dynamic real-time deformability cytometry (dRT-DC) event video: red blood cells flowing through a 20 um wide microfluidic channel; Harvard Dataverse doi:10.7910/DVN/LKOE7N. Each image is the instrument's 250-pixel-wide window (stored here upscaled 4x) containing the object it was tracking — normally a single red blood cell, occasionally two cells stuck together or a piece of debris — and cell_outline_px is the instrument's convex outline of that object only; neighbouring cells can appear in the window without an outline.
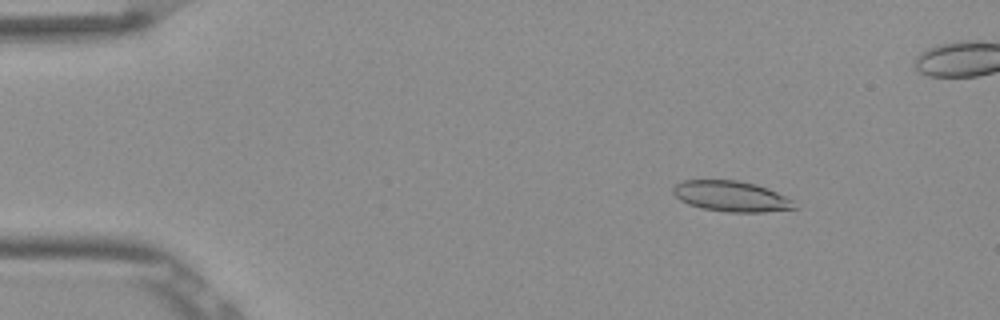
{"species": "Egyptian fruit bat (a non-hibernating species)", "species_latin": "Rousettus aegyptiacus", "temperature_condition": "room temperature", "stored_images_in_passage": 54, "camera_frame_rate_fps": 3000, "um_per_image_px": 0.085, "frame": {"image": 1, "passage_image": 8, "time_ms": 2.333, "image_size_px": [1000, 320], "cell_outline_px": [[796, 208], [764, 212], [728, 212], [700, 208], [688, 204], [680, 200], [672, 192], [672, 188], [676, 184], [684, 180], [736, 180], [756, 184], [768, 188], [792, 200]], "centroid_in_image_um": [62.12, 16.68], "position_along_channel_um": 22.9, "area_um2": 21.56}}
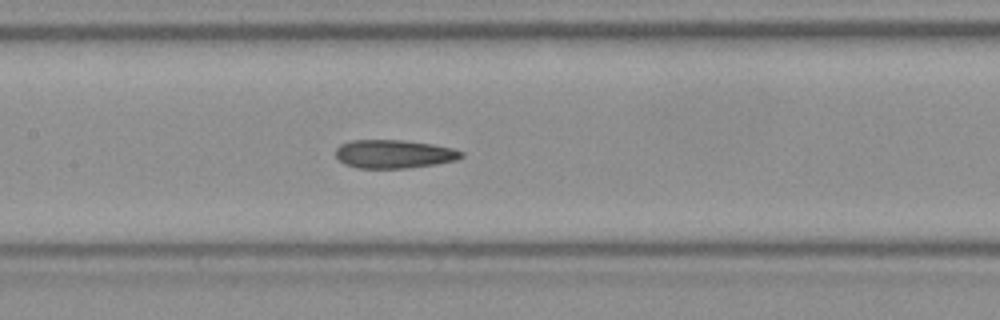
{"frame": {"image": 2, "passage_image": 26, "time_ms": 8.333, "image_size_px": [1000, 320], "cell_outline_px": [[464, 156], [456, 160], [436, 164], [404, 168], [356, 168], [344, 164], [336, 156], [336, 148], [340, 144], [352, 140], [404, 140], [432, 144], [452, 148], [464, 152]], "centroid_in_image_um": [33.48, 13.09], "position_along_channel_um": 173.9, "area_um2": 20.87}}
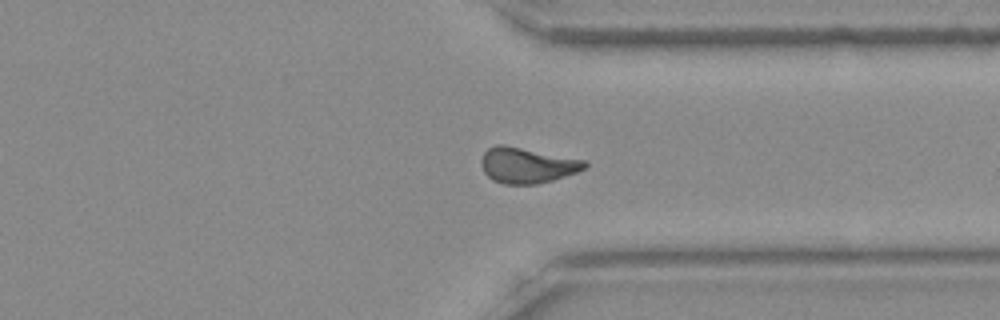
{"frame": {"image": 3, "passage_image": 41, "time_ms": 13.333, "image_size_px": [1000, 320], "cell_outline_px": [[588, 164], [584, 168], [576, 172], [552, 180], [536, 184], [504, 184], [492, 180], [484, 172], [480, 164], [480, 160], [484, 152], [488, 148], [496, 144], [504, 144], [588, 160]], "centroid_in_image_um": [44.79, 14.03], "position_along_channel_um": 366.6, "area_um2": 21.68}, "authors_computed_cell_mechanics": {"area_um2": 21.1548, "velocity_mm_per_s": 3.8592, "shape_relaxation_time_tau1_ms": 10.8576, "shape_relaxation_time_tau2_ms": 1.7385, "deformation_change_tau1": 0.2604, "deformation_change_tau2": 0.1005}}